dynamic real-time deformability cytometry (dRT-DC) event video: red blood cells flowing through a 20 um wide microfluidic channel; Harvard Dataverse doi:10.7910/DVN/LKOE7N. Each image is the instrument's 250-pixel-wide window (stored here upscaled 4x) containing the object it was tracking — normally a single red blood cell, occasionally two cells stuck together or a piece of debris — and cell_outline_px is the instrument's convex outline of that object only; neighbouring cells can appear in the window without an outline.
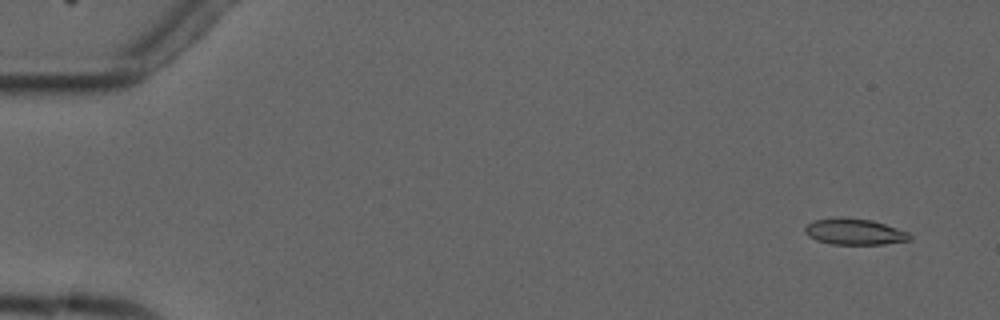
{"species": "common noctule bat (a hibernating species)", "species_latin": "Nyctalus noctula", "temperature_condition": "cold", "stored_images_in_passage": 6, "camera_frame_rate_fps": 3000, "um_per_image_px": 0.085, "animal": {"sex": "male", "forearm_length_mm": 52.5}, "frame": {"image": 1, "passage_image": 1, "time_ms": 0.0, "image_size_px": [1000, 320], "cell_outline_px": [[912, 240], [884, 244], [832, 244], [816, 240], [808, 236], [804, 232], [804, 228], [812, 220], [840, 216], [872, 220], [908, 232], [912, 236]], "centroid_in_image_um": [72.61, 19.68], "position_along_channel_um": 12.4, "area_um2": 16.13}}
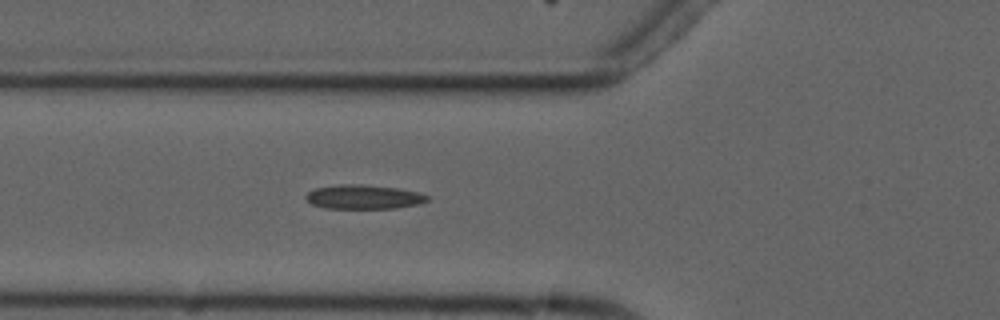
{"frame": {"image": 2, "passage_image": 6, "time_ms": 5.667, "image_size_px": [1000, 320], "cell_outline_px": [[428, 200], [420, 204], [396, 208], [324, 208], [312, 204], [304, 196], [308, 192], [316, 188], [340, 184], [360, 184], [396, 188], [420, 192], [428, 196]], "centroid_in_image_um": [30.92, 16.74], "position_along_channel_um": 94.9, "area_um2": 17.05}}